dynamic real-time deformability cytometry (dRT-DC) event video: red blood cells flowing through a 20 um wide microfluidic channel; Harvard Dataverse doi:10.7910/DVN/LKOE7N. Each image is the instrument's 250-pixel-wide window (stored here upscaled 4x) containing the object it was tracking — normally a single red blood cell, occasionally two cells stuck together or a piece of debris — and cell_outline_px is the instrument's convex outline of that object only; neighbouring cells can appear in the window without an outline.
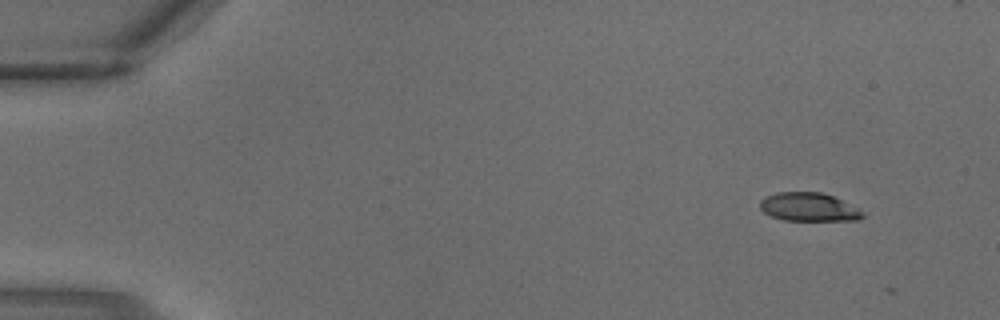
{"species": "common noctule bat (a hibernating species)", "species_latin": "Nyctalus noctula", "temperature_condition": "warm", "stored_images_in_passage": 4, "camera_frame_rate_fps": 3000, "um_per_image_px": 0.085, "animal": {"sex": "male", "body_mass_g": 18.8}, "frame": {"image": 1, "passage_image": 1, "time_ms": 0.0, "image_size_px": [1000, 320], "cell_outline_px": [[864, 216], [856, 220], [784, 220], [772, 216], [764, 212], [760, 208], [760, 200], [764, 196], [776, 192], [820, 192], [832, 196], [856, 208]], "centroid_in_image_um": [68.66, 17.59], "position_along_channel_um": 16.3, "area_um2": 16.7}}